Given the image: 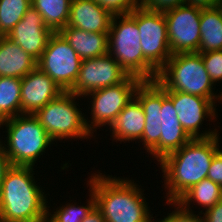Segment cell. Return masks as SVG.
<instances>
[{"label":"cell","instance_id":"cell-16","mask_svg":"<svg viewBox=\"0 0 222 222\" xmlns=\"http://www.w3.org/2000/svg\"><path fill=\"white\" fill-rule=\"evenodd\" d=\"M64 91L38 67L21 79V114L34 115Z\"/></svg>","mask_w":222,"mask_h":222},{"label":"cell","instance_id":"cell-3","mask_svg":"<svg viewBox=\"0 0 222 222\" xmlns=\"http://www.w3.org/2000/svg\"><path fill=\"white\" fill-rule=\"evenodd\" d=\"M34 167L11 165L0 187V222H39L47 194L36 184Z\"/></svg>","mask_w":222,"mask_h":222},{"label":"cell","instance_id":"cell-14","mask_svg":"<svg viewBox=\"0 0 222 222\" xmlns=\"http://www.w3.org/2000/svg\"><path fill=\"white\" fill-rule=\"evenodd\" d=\"M134 97L140 102L144 115L145 127L141 140L145 150L158 161V142L162 127V86L155 81H142L136 88Z\"/></svg>","mask_w":222,"mask_h":222},{"label":"cell","instance_id":"cell-20","mask_svg":"<svg viewBox=\"0 0 222 222\" xmlns=\"http://www.w3.org/2000/svg\"><path fill=\"white\" fill-rule=\"evenodd\" d=\"M37 67V60L7 36H0V77L22 79Z\"/></svg>","mask_w":222,"mask_h":222},{"label":"cell","instance_id":"cell-12","mask_svg":"<svg viewBox=\"0 0 222 222\" xmlns=\"http://www.w3.org/2000/svg\"><path fill=\"white\" fill-rule=\"evenodd\" d=\"M167 96L172 100L177 117L187 132L193 138H209L218 135V130H205L199 132L204 119L211 122L217 117L215 103L217 100H209L197 95H191L180 91H167Z\"/></svg>","mask_w":222,"mask_h":222},{"label":"cell","instance_id":"cell-17","mask_svg":"<svg viewBox=\"0 0 222 222\" xmlns=\"http://www.w3.org/2000/svg\"><path fill=\"white\" fill-rule=\"evenodd\" d=\"M161 118L162 130L158 142V162L192 139L180 124L172 100L167 96V90L163 87Z\"/></svg>","mask_w":222,"mask_h":222},{"label":"cell","instance_id":"cell-6","mask_svg":"<svg viewBox=\"0 0 222 222\" xmlns=\"http://www.w3.org/2000/svg\"><path fill=\"white\" fill-rule=\"evenodd\" d=\"M156 81L167 91H180L209 100H218L215 84L204 67L200 53L174 54L158 71ZM217 94V95H216Z\"/></svg>","mask_w":222,"mask_h":222},{"label":"cell","instance_id":"cell-10","mask_svg":"<svg viewBox=\"0 0 222 222\" xmlns=\"http://www.w3.org/2000/svg\"><path fill=\"white\" fill-rule=\"evenodd\" d=\"M136 24L140 32L143 57L159 71L172 56L165 16L162 12L138 6Z\"/></svg>","mask_w":222,"mask_h":222},{"label":"cell","instance_id":"cell-35","mask_svg":"<svg viewBox=\"0 0 222 222\" xmlns=\"http://www.w3.org/2000/svg\"><path fill=\"white\" fill-rule=\"evenodd\" d=\"M218 0H185L188 6L196 7L199 9H207L217 7Z\"/></svg>","mask_w":222,"mask_h":222},{"label":"cell","instance_id":"cell-13","mask_svg":"<svg viewBox=\"0 0 222 222\" xmlns=\"http://www.w3.org/2000/svg\"><path fill=\"white\" fill-rule=\"evenodd\" d=\"M129 75L120 64L110 55L84 59L73 88L69 91L79 97L88 93L117 85Z\"/></svg>","mask_w":222,"mask_h":222},{"label":"cell","instance_id":"cell-36","mask_svg":"<svg viewBox=\"0 0 222 222\" xmlns=\"http://www.w3.org/2000/svg\"><path fill=\"white\" fill-rule=\"evenodd\" d=\"M81 222H106L102 212L95 206Z\"/></svg>","mask_w":222,"mask_h":222},{"label":"cell","instance_id":"cell-21","mask_svg":"<svg viewBox=\"0 0 222 222\" xmlns=\"http://www.w3.org/2000/svg\"><path fill=\"white\" fill-rule=\"evenodd\" d=\"M82 60L108 54V33H92L75 27L59 31Z\"/></svg>","mask_w":222,"mask_h":222},{"label":"cell","instance_id":"cell-38","mask_svg":"<svg viewBox=\"0 0 222 222\" xmlns=\"http://www.w3.org/2000/svg\"><path fill=\"white\" fill-rule=\"evenodd\" d=\"M217 7L222 8V0H218Z\"/></svg>","mask_w":222,"mask_h":222},{"label":"cell","instance_id":"cell-9","mask_svg":"<svg viewBox=\"0 0 222 222\" xmlns=\"http://www.w3.org/2000/svg\"><path fill=\"white\" fill-rule=\"evenodd\" d=\"M81 61L65 38L59 32H54L37 60V67L50 76L64 92H69L77 79Z\"/></svg>","mask_w":222,"mask_h":222},{"label":"cell","instance_id":"cell-28","mask_svg":"<svg viewBox=\"0 0 222 222\" xmlns=\"http://www.w3.org/2000/svg\"><path fill=\"white\" fill-rule=\"evenodd\" d=\"M200 54L202 55L204 67L213 83L216 85V82H222V50Z\"/></svg>","mask_w":222,"mask_h":222},{"label":"cell","instance_id":"cell-33","mask_svg":"<svg viewBox=\"0 0 222 222\" xmlns=\"http://www.w3.org/2000/svg\"><path fill=\"white\" fill-rule=\"evenodd\" d=\"M202 212L203 211L201 210L199 214H203L206 222H222V200L212 208Z\"/></svg>","mask_w":222,"mask_h":222},{"label":"cell","instance_id":"cell-29","mask_svg":"<svg viewBox=\"0 0 222 222\" xmlns=\"http://www.w3.org/2000/svg\"><path fill=\"white\" fill-rule=\"evenodd\" d=\"M114 15H127L139 6V0H94Z\"/></svg>","mask_w":222,"mask_h":222},{"label":"cell","instance_id":"cell-30","mask_svg":"<svg viewBox=\"0 0 222 222\" xmlns=\"http://www.w3.org/2000/svg\"><path fill=\"white\" fill-rule=\"evenodd\" d=\"M174 207V211L168 213V216H163L158 222H206L203 216L199 214L189 213L182 210L176 203H171ZM155 222V221H153ZM157 222V221H156Z\"/></svg>","mask_w":222,"mask_h":222},{"label":"cell","instance_id":"cell-11","mask_svg":"<svg viewBox=\"0 0 222 222\" xmlns=\"http://www.w3.org/2000/svg\"><path fill=\"white\" fill-rule=\"evenodd\" d=\"M172 55L198 53L201 9L182 5L163 12Z\"/></svg>","mask_w":222,"mask_h":222},{"label":"cell","instance_id":"cell-19","mask_svg":"<svg viewBox=\"0 0 222 222\" xmlns=\"http://www.w3.org/2000/svg\"><path fill=\"white\" fill-rule=\"evenodd\" d=\"M145 115L140 102L133 99L117 115L109 127L110 136L115 141L126 142L140 140L145 127Z\"/></svg>","mask_w":222,"mask_h":222},{"label":"cell","instance_id":"cell-32","mask_svg":"<svg viewBox=\"0 0 222 222\" xmlns=\"http://www.w3.org/2000/svg\"><path fill=\"white\" fill-rule=\"evenodd\" d=\"M207 178L222 186V150L220 149L213 157Z\"/></svg>","mask_w":222,"mask_h":222},{"label":"cell","instance_id":"cell-18","mask_svg":"<svg viewBox=\"0 0 222 222\" xmlns=\"http://www.w3.org/2000/svg\"><path fill=\"white\" fill-rule=\"evenodd\" d=\"M113 15L94 0H72L66 27L92 33H108Z\"/></svg>","mask_w":222,"mask_h":222},{"label":"cell","instance_id":"cell-25","mask_svg":"<svg viewBox=\"0 0 222 222\" xmlns=\"http://www.w3.org/2000/svg\"><path fill=\"white\" fill-rule=\"evenodd\" d=\"M21 115V79L0 77V122Z\"/></svg>","mask_w":222,"mask_h":222},{"label":"cell","instance_id":"cell-2","mask_svg":"<svg viewBox=\"0 0 222 222\" xmlns=\"http://www.w3.org/2000/svg\"><path fill=\"white\" fill-rule=\"evenodd\" d=\"M97 173H92L87 185L93 192L96 207L102 212L106 222L154 221L144 197V190L137 187L139 184L128 178Z\"/></svg>","mask_w":222,"mask_h":222},{"label":"cell","instance_id":"cell-34","mask_svg":"<svg viewBox=\"0 0 222 222\" xmlns=\"http://www.w3.org/2000/svg\"><path fill=\"white\" fill-rule=\"evenodd\" d=\"M10 166H11V163H10L7 155L5 154L3 144L0 141V187H1L2 181L5 177V174H6L7 170L10 168Z\"/></svg>","mask_w":222,"mask_h":222},{"label":"cell","instance_id":"cell-1","mask_svg":"<svg viewBox=\"0 0 222 222\" xmlns=\"http://www.w3.org/2000/svg\"><path fill=\"white\" fill-rule=\"evenodd\" d=\"M219 134L209 138H193L180 149L166 155L161 166L167 205L175 203L187 190L207 178L211 161L220 150Z\"/></svg>","mask_w":222,"mask_h":222},{"label":"cell","instance_id":"cell-23","mask_svg":"<svg viewBox=\"0 0 222 222\" xmlns=\"http://www.w3.org/2000/svg\"><path fill=\"white\" fill-rule=\"evenodd\" d=\"M198 53L222 50V8L201 9Z\"/></svg>","mask_w":222,"mask_h":222},{"label":"cell","instance_id":"cell-7","mask_svg":"<svg viewBox=\"0 0 222 222\" xmlns=\"http://www.w3.org/2000/svg\"><path fill=\"white\" fill-rule=\"evenodd\" d=\"M76 99L79 100V96L63 92L34 114L53 141L93 137Z\"/></svg>","mask_w":222,"mask_h":222},{"label":"cell","instance_id":"cell-15","mask_svg":"<svg viewBox=\"0 0 222 222\" xmlns=\"http://www.w3.org/2000/svg\"><path fill=\"white\" fill-rule=\"evenodd\" d=\"M53 33L45 25L41 14L31 5L21 21L13 27L7 37L38 60Z\"/></svg>","mask_w":222,"mask_h":222},{"label":"cell","instance_id":"cell-27","mask_svg":"<svg viewBox=\"0 0 222 222\" xmlns=\"http://www.w3.org/2000/svg\"><path fill=\"white\" fill-rule=\"evenodd\" d=\"M90 192L89 199L87 200L86 205H76V203H67L63 206L58 207L54 210L49 212V206H47V215L54 220L55 222H81L88 214L89 212L96 206L95 197L93 195V192L88 189ZM53 213V214H51Z\"/></svg>","mask_w":222,"mask_h":222},{"label":"cell","instance_id":"cell-37","mask_svg":"<svg viewBox=\"0 0 222 222\" xmlns=\"http://www.w3.org/2000/svg\"><path fill=\"white\" fill-rule=\"evenodd\" d=\"M39 222H55V221L52 220V219L46 214L44 217H42V218L40 219Z\"/></svg>","mask_w":222,"mask_h":222},{"label":"cell","instance_id":"cell-24","mask_svg":"<svg viewBox=\"0 0 222 222\" xmlns=\"http://www.w3.org/2000/svg\"><path fill=\"white\" fill-rule=\"evenodd\" d=\"M72 0H32V5L41 14L45 25L59 32L68 24Z\"/></svg>","mask_w":222,"mask_h":222},{"label":"cell","instance_id":"cell-4","mask_svg":"<svg viewBox=\"0 0 222 222\" xmlns=\"http://www.w3.org/2000/svg\"><path fill=\"white\" fill-rule=\"evenodd\" d=\"M140 41L136 9L127 15L113 16L108 31V54L128 75L142 81H155L158 71L143 57Z\"/></svg>","mask_w":222,"mask_h":222},{"label":"cell","instance_id":"cell-22","mask_svg":"<svg viewBox=\"0 0 222 222\" xmlns=\"http://www.w3.org/2000/svg\"><path fill=\"white\" fill-rule=\"evenodd\" d=\"M222 200V186L205 178L187 190L175 203L184 211L194 213L191 203L202 206L205 211Z\"/></svg>","mask_w":222,"mask_h":222},{"label":"cell","instance_id":"cell-8","mask_svg":"<svg viewBox=\"0 0 222 222\" xmlns=\"http://www.w3.org/2000/svg\"><path fill=\"white\" fill-rule=\"evenodd\" d=\"M142 82L141 79L129 75L123 82L98 89L88 93L85 97L92 98L91 122L85 117L88 130L93 135L96 129L107 125L111 126L117 115L133 99L136 88ZM92 96V97H91ZM91 123V124H90Z\"/></svg>","mask_w":222,"mask_h":222},{"label":"cell","instance_id":"cell-5","mask_svg":"<svg viewBox=\"0 0 222 222\" xmlns=\"http://www.w3.org/2000/svg\"><path fill=\"white\" fill-rule=\"evenodd\" d=\"M7 132L5 144L1 139L5 154L11 165L34 167L38 158L51 147L53 140L32 114H21L0 122V128Z\"/></svg>","mask_w":222,"mask_h":222},{"label":"cell","instance_id":"cell-26","mask_svg":"<svg viewBox=\"0 0 222 222\" xmlns=\"http://www.w3.org/2000/svg\"><path fill=\"white\" fill-rule=\"evenodd\" d=\"M31 5L32 0H0V36H7Z\"/></svg>","mask_w":222,"mask_h":222},{"label":"cell","instance_id":"cell-31","mask_svg":"<svg viewBox=\"0 0 222 222\" xmlns=\"http://www.w3.org/2000/svg\"><path fill=\"white\" fill-rule=\"evenodd\" d=\"M182 5H185V0H139L143 9L162 13Z\"/></svg>","mask_w":222,"mask_h":222},{"label":"cell","instance_id":"cell-39","mask_svg":"<svg viewBox=\"0 0 222 222\" xmlns=\"http://www.w3.org/2000/svg\"><path fill=\"white\" fill-rule=\"evenodd\" d=\"M222 101V92H221V94H220V102Z\"/></svg>","mask_w":222,"mask_h":222}]
</instances>
